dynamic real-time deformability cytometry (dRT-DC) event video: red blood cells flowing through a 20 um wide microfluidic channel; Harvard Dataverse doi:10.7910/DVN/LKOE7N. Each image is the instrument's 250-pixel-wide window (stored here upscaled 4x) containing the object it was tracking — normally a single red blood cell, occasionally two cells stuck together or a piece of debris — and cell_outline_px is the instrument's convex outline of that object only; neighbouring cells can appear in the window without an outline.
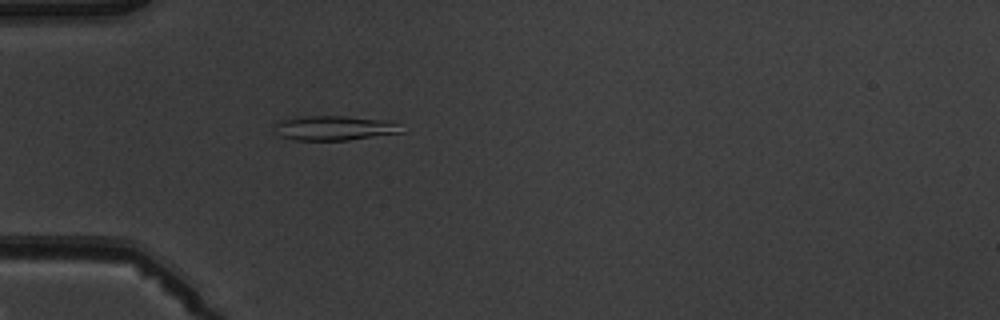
{"species": "common noctule bat (a hibernating species)", "species_latin": "Nyctalus noctula", "temperature_condition": "warm", "stored_images_in_passage": 5, "camera_frame_rate_fps": 3000, "um_per_image_px": 0.085, "animal": {"sex": "male", "body_mass_g": 19.5, "forearm_length_mm": 54.6}, "frame": {"image": 1, "passage_image": 5, "time_ms": 4.667, "image_size_px": [1000, 320], "cell_outline_px": [[404, 132], [348, 140], [296, 140], [280, 136], [276, 132], [276, 124], [284, 120], [304, 116], [344, 116], [392, 120]], "centroid_in_image_um": [28.47, 10.88], "position_along_channel_um": 56.5, "area_um2": 17.98}}